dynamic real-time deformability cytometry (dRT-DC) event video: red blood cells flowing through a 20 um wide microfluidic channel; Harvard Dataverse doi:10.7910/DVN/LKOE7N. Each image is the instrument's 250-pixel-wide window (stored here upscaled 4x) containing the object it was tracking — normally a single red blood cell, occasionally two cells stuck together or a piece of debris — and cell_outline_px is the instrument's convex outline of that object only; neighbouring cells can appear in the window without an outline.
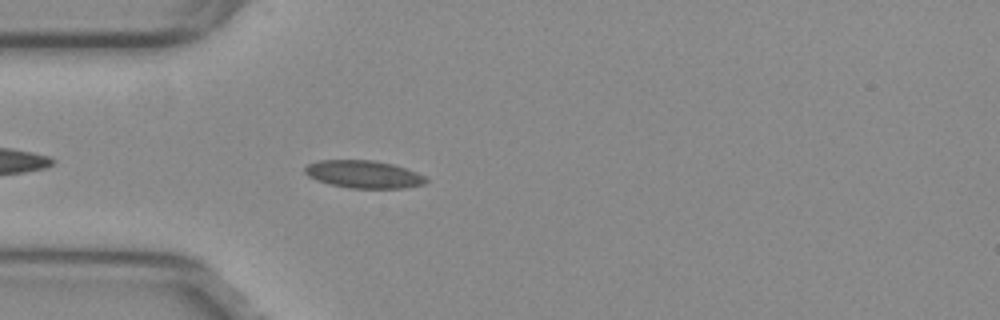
{"species": "common noctule bat (a hibernating species)", "species_latin": "Nyctalus noctula", "temperature_condition": "warm", "stored_images_in_passage": 41, "camera_frame_rate_fps": 3000, "um_per_image_px": 0.085, "animal": {"sex": "female", "body_mass_g": 29.2, "forearm_length_mm": 56.3}, "frame": {"image": 1, "passage_image": 2, "time_ms": 0.333, "image_size_px": [1000, 320], "cell_outline_px": [[428, 180], [424, 184], [404, 188], [348, 188], [316, 180], [308, 176], [304, 172], [304, 168], [308, 164], [320, 160], [372, 160], [392, 164], [416, 172], [424, 176]], "centroid_in_image_um": [30.89, 14.81], "position_along_channel_um": 54.1, "area_um2": 19.36}}
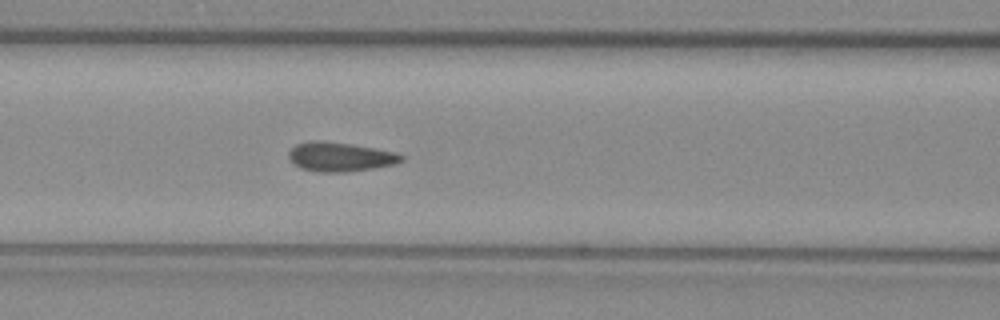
{"frame": {"image": 2, "passage_image": 9, "time_ms": 2.667, "image_size_px": [1000, 320], "cell_outline_px": [[404, 160], [392, 164], [372, 168], [348, 172], [320, 172], [300, 168], [288, 156], [288, 152], [296, 144], [308, 140], [324, 140], [396, 152], [404, 156]], "centroid_in_image_um": [28.88, 13.32], "position_along_channel_um": 137.7, "area_um2": 19.02}}
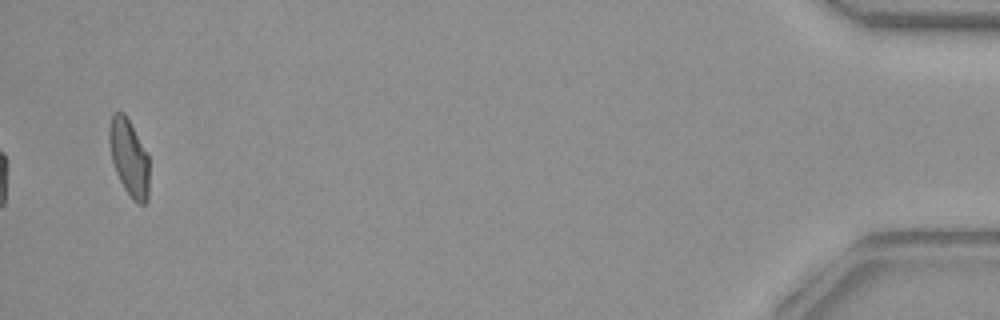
{"frame": {"image": 3, "passage_image": 39, "time_ms": 12.667, "image_size_px": [1000, 320], "cell_outline_px": [[148, 200], [144, 204], [136, 204], [132, 200], [124, 188], [116, 172], [112, 160], [108, 140], [108, 128], [112, 112], [124, 112], [148, 156]], "centroid_in_image_um": [10.94, 13.41], "position_along_channel_um": 424.3, "area_um2": 17.8}, "authors_computed_cell_mechanics": {"area_um2": 18.5538, "velocity_mm_per_s": 3.8085, "shape_relaxation_time_tau1_ms": null, "shape_relaxation_time_tau2_ms": 0.7915, "deformation_change_tau1": null, "deformation_change_tau2": 0.062}}